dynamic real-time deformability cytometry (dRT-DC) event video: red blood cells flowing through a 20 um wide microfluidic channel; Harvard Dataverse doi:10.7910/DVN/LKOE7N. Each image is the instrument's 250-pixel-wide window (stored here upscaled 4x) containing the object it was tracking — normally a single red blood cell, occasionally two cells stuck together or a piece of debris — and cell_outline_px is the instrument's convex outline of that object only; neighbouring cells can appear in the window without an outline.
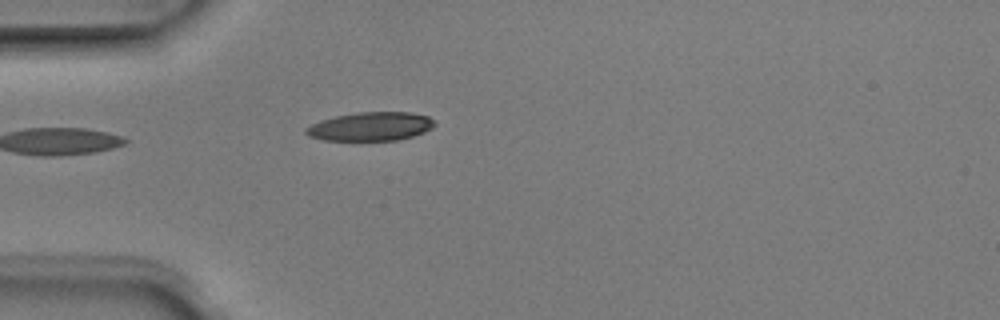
{"species": "Egyptian fruit bat (a non-hibernating species)", "species_latin": "Rousettus aegyptiacus", "temperature_condition": "room temperature", "stored_images_in_passage": 4, "camera_frame_rate_fps": 3000, "um_per_image_px": 0.085, "animal": {"sex": "male"}, "frame": {"image": 1, "passage_image": 4, "time_ms": 1.0, "image_size_px": [1000, 320], "cell_outline_px": [[436, 124], [432, 128], [424, 132], [412, 136], [396, 140], [324, 140], [308, 136], [304, 132], [304, 128], [320, 120], [336, 116], [360, 112], [412, 112], [428, 116]], "centroid_in_image_um": [31.49, 10.74], "position_along_channel_um": 53.5, "area_um2": 21.44}}